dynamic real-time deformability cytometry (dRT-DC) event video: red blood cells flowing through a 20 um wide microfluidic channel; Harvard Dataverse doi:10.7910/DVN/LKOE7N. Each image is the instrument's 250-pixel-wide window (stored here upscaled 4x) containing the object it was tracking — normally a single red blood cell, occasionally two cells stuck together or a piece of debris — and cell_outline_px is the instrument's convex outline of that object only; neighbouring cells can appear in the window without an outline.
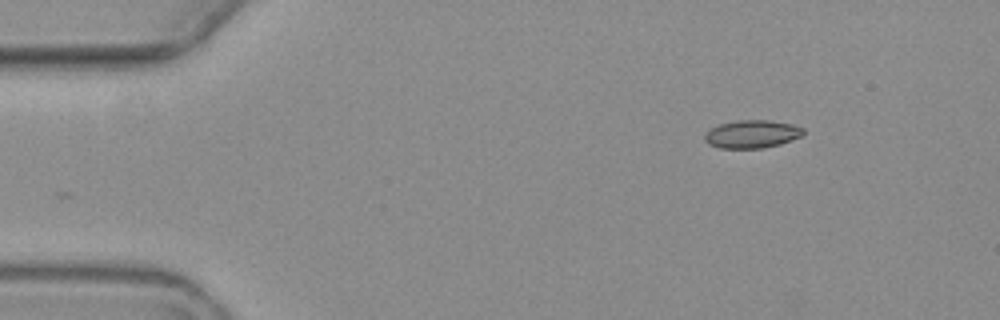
{"species": "common noctule bat (a hibernating species)", "species_latin": "Nyctalus noctula", "temperature_condition": "warm", "stored_images_in_passage": 4, "segment_of_instrument_passage": [1, 2], "camera_frame_rate_fps": 3000, "um_per_image_px": 0.085, "animal": {"sex": "female", "body_mass_g": 19.3, "forearm_length_mm": 54.1}, "frame": {"image": 1, "passage_image": 1, "time_ms": 0.0, "image_size_px": [1000, 320], "cell_outline_px": [[804, 132], [800, 136], [792, 140], [780, 144], [764, 148], [720, 148], [708, 144], [704, 140], [704, 132], [720, 124], [736, 120], [768, 120], [792, 124], [804, 128]], "centroid_in_image_um": [63.9, 11.4], "position_along_channel_um": 21.1, "area_um2": 16.13}}